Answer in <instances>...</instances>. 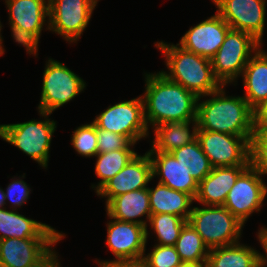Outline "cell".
I'll return each instance as SVG.
<instances>
[{"label":"cell","instance_id":"cell-1","mask_svg":"<svg viewBox=\"0 0 267 267\" xmlns=\"http://www.w3.org/2000/svg\"><path fill=\"white\" fill-rule=\"evenodd\" d=\"M144 118L154 127L168 122L197 120L198 97L160 71L145 73Z\"/></svg>","mask_w":267,"mask_h":267},{"label":"cell","instance_id":"cell-2","mask_svg":"<svg viewBox=\"0 0 267 267\" xmlns=\"http://www.w3.org/2000/svg\"><path fill=\"white\" fill-rule=\"evenodd\" d=\"M225 86L212 92L205 101L198 97V130H208L235 136H252L253 109L243 96H226ZM200 101V102H199Z\"/></svg>","mask_w":267,"mask_h":267},{"label":"cell","instance_id":"cell-3","mask_svg":"<svg viewBox=\"0 0 267 267\" xmlns=\"http://www.w3.org/2000/svg\"><path fill=\"white\" fill-rule=\"evenodd\" d=\"M157 49L166 58L168 71L161 73L170 81L182 85L185 89L203 98L217 91L222 85L214 77L211 60L185 50L178 44L155 43Z\"/></svg>","mask_w":267,"mask_h":267},{"label":"cell","instance_id":"cell-4","mask_svg":"<svg viewBox=\"0 0 267 267\" xmlns=\"http://www.w3.org/2000/svg\"><path fill=\"white\" fill-rule=\"evenodd\" d=\"M38 112L45 120L0 125V138L16 146L46 169L56 121L49 119L50 113Z\"/></svg>","mask_w":267,"mask_h":267},{"label":"cell","instance_id":"cell-5","mask_svg":"<svg viewBox=\"0 0 267 267\" xmlns=\"http://www.w3.org/2000/svg\"><path fill=\"white\" fill-rule=\"evenodd\" d=\"M188 222L209 249L240 242L244 226L224 206L192 207Z\"/></svg>","mask_w":267,"mask_h":267},{"label":"cell","instance_id":"cell-6","mask_svg":"<svg viewBox=\"0 0 267 267\" xmlns=\"http://www.w3.org/2000/svg\"><path fill=\"white\" fill-rule=\"evenodd\" d=\"M261 46L262 44L252 35L230 29L211 59L214 77L223 86L237 82L236 79L242 76L247 62Z\"/></svg>","mask_w":267,"mask_h":267},{"label":"cell","instance_id":"cell-7","mask_svg":"<svg viewBox=\"0 0 267 267\" xmlns=\"http://www.w3.org/2000/svg\"><path fill=\"white\" fill-rule=\"evenodd\" d=\"M15 42L37 56L43 26L49 23V0H5Z\"/></svg>","mask_w":267,"mask_h":267},{"label":"cell","instance_id":"cell-8","mask_svg":"<svg viewBox=\"0 0 267 267\" xmlns=\"http://www.w3.org/2000/svg\"><path fill=\"white\" fill-rule=\"evenodd\" d=\"M86 82L71 71L65 64L49 59L43 73L40 112L52 114L53 111L78 96Z\"/></svg>","mask_w":267,"mask_h":267},{"label":"cell","instance_id":"cell-9","mask_svg":"<svg viewBox=\"0 0 267 267\" xmlns=\"http://www.w3.org/2000/svg\"><path fill=\"white\" fill-rule=\"evenodd\" d=\"M93 123L97 129L123 135L132 143H137L149 135L142 96L107 107L96 116Z\"/></svg>","mask_w":267,"mask_h":267},{"label":"cell","instance_id":"cell-10","mask_svg":"<svg viewBox=\"0 0 267 267\" xmlns=\"http://www.w3.org/2000/svg\"><path fill=\"white\" fill-rule=\"evenodd\" d=\"M251 138L252 136L197 130V140L213 168L249 166Z\"/></svg>","mask_w":267,"mask_h":267},{"label":"cell","instance_id":"cell-11","mask_svg":"<svg viewBox=\"0 0 267 267\" xmlns=\"http://www.w3.org/2000/svg\"><path fill=\"white\" fill-rule=\"evenodd\" d=\"M98 1L49 0L47 30L59 34L69 43L79 41Z\"/></svg>","mask_w":267,"mask_h":267},{"label":"cell","instance_id":"cell-12","mask_svg":"<svg viewBox=\"0 0 267 267\" xmlns=\"http://www.w3.org/2000/svg\"><path fill=\"white\" fill-rule=\"evenodd\" d=\"M62 238H6L0 240V266L45 267L57 254L52 249Z\"/></svg>","mask_w":267,"mask_h":267},{"label":"cell","instance_id":"cell-13","mask_svg":"<svg viewBox=\"0 0 267 267\" xmlns=\"http://www.w3.org/2000/svg\"><path fill=\"white\" fill-rule=\"evenodd\" d=\"M266 195L267 185L262 174L250 164L238 176L223 206L245 224L251 214L261 211Z\"/></svg>","mask_w":267,"mask_h":267},{"label":"cell","instance_id":"cell-14","mask_svg":"<svg viewBox=\"0 0 267 267\" xmlns=\"http://www.w3.org/2000/svg\"><path fill=\"white\" fill-rule=\"evenodd\" d=\"M111 221L107 223L106 245L115 256L116 260L99 261L100 267L118 260L138 259L145 255L148 239V227L133 223L120 221L108 216Z\"/></svg>","mask_w":267,"mask_h":267},{"label":"cell","instance_id":"cell-15","mask_svg":"<svg viewBox=\"0 0 267 267\" xmlns=\"http://www.w3.org/2000/svg\"><path fill=\"white\" fill-rule=\"evenodd\" d=\"M217 6L216 12L231 29L252 35L262 44L266 0H211Z\"/></svg>","mask_w":267,"mask_h":267},{"label":"cell","instance_id":"cell-16","mask_svg":"<svg viewBox=\"0 0 267 267\" xmlns=\"http://www.w3.org/2000/svg\"><path fill=\"white\" fill-rule=\"evenodd\" d=\"M230 29L229 24L216 12L196 26L190 27L177 44L185 50L211 60Z\"/></svg>","mask_w":267,"mask_h":267},{"label":"cell","instance_id":"cell-17","mask_svg":"<svg viewBox=\"0 0 267 267\" xmlns=\"http://www.w3.org/2000/svg\"><path fill=\"white\" fill-rule=\"evenodd\" d=\"M153 180L152 162L148 152L144 155L136 154L127 165L113 178L106 182L97 192L101 198L110 199L135 190L148 188V183Z\"/></svg>","mask_w":267,"mask_h":267},{"label":"cell","instance_id":"cell-18","mask_svg":"<svg viewBox=\"0 0 267 267\" xmlns=\"http://www.w3.org/2000/svg\"><path fill=\"white\" fill-rule=\"evenodd\" d=\"M152 162V174L159 182L171 189L187 193L194 199L198 192V182L190 175L189 168L167 152H148Z\"/></svg>","mask_w":267,"mask_h":267},{"label":"cell","instance_id":"cell-19","mask_svg":"<svg viewBox=\"0 0 267 267\" xmlns=\"http://www.w3.org/2000/svg\"><path fill=\"white\" fill-rule=\"evenodd\" d=\"M248 166L215 167L198 184L195 201L205 206H223L238 176Z\"/></svg>","mask_w":267,"mask_h":267},{"label":"cell","instance_id":"cell-20","mask_svg":"<svg viewBox=\"0 0 267 267\" xmlns=\"http://www.w3.org/2000/svg\"><path fill=\"white\" fill-rule=\"evenodd\" d=\"M0 208V240L6 238H64L60 233L48 224L27 218L16 212Z\"/></svg>","mask_w":267,"mask_h":267},{"label":"cell","instance_id":"cell-21","mask_svg":"<svg viewBox=\"0 0 267 267\" xmlns=\"http://www.w3.org/2000/svg\"><path fill=\"white\" fill-rule=\"evenodd\" d=\"M105 205L106 214L112 219L133 222L147 227V221L151 216L148 188L118 195L110 199ZM144 215L147 220L139 219Z\"/></svg>","mask_w":267,"mask_h":267},{"label":"cell","instance_id":"cell-22","mask_svg":"<svg viewBox=\"0 0 267 267\" xmlns=\"http://www.w3.org/2000/svg\"><path fill=\"white\" fill-rule=\"evenodd\" d=\"M192 123V132L190 125ZM197 120L168 122L153 128L155 139H153L151 149L148 152H167L190 144L197 139Z\"/></svg>","mask_w":267,"mask_h":267},{"label":"cell","instance_id":"cell-23","mask_svg":"<svg viewBox=\"0 0 267 267\" xmlns=\"http://www.w3.org/2000/svg\"><path fill=\"white\" fill-rule=\"evenodd\" d=\"M242 79L245 88L243 98L254 109L267 99V52L261 47L247 62Z\"/></svg>","mask_w":267,"mask_h":267},{"label":"cell","instance_id":"cell-24","mask_svg":"<svg viewBox=\"0 0 267 267\" xmlns=\"http://www.w3.org/2000/svg\"><path fill=\"white\" fill-rule=\"evenodd\" d=\"M151 214H172L188 220L192 212L191 204L195 199L187 194L158 183L149 188Z\"/></svg>","mask_w":267,"mask_h":267},{"label":"cell","instance_id":"cell-25","mask_svg":"<svg viewBox=\"0 0 267 267\" xmlns=\"http://www.w3.org/2000/svg\"><path fill=\"white\" fill-rule=\"evenodd\" d=\"M259 252L240 242L209 249L207 267H259Z\"/></svg>","mask_w":267,"mask_h":267},{"label":"cell","instance_id":"cell-26","mask_svg":"<svg viewBox=\"0 0 267 267\" xmlns=\"http://www.w3.org/2000/svg\"><path fill=\"white\" fill-rule=\"evenodd\" d=\"M137 154L133 149H120L111 152L97 153L95 164L96 176L101 179L97 185H92L97 192L106 182L121 171Z\"/></svg>","mask_w":267,"mask_h":267},{"label":"cell","instance_id":"cell-27","mask_svg":"<svg viewBox=\"0 0 267 267\" xmlns=\"http://www.w3.org/2000/svg\"><path fill=\"white\" fill-rule=\"evenodd\" d=\"M174 247L181 261L207 263L209 248L189 222L182 228Z\"/></svg>","mask_w":267,"mask_h":267},{"label":"cell","instance_id":"cell-28","mask_svg":"<svg viewBox=\"0 0 267 267\" xmlns=\"http://www.w3.org/2000/svg\"><path fill=\"white\" fill-rule=\"evenodd\" d=\"M176 160H180L189 168L190 175L200 183L213 169L208 157L201 149L200 143L196 139L190 144L170 152Z\"/></svg>","mask_w":267,"mask_h":267},{"label":"cell","instance_id":"cell-29","mask_svg":"<svg viewBox=\"0 0 267 267\" xmlns=\"http://www.w3.org/2000/svg\"><path fill=\"white\" fill-rule=\"evenodd\" d=\"M149 224L157 236V245L174 246L188 220L172 214H151Z\"/></svg>","mask_w":267,"mask_h":267},{"label":"cell","instance_id":"cell-30","mask_svg":"<svg viewBox=\"0 0 267 267\" xmlns=\"http://www.w3.org/2000/svg\"><path fill=\"white\" fill-rule=\"evenodd\" d=\"M71 138L72 146L81 156L90 158L98 153L97 128L93 122L79 126Z\"/></svg>","mask_w":267,"mask_h":267},{"label":"cell","instance_id":"cell-31","mask_svg":"<svg viewBox=\"0 0 267 267\" xmlns=\"http://www.w3.org/2000/svg\"><path fill=\"white\" fill-rule=\"evenodd\" d=\"M250 164L267 175V129L254 128L250 141Z\"/></svg>","mask_w":267,"mask_h":267},{"label":"cell","instance_id":"cell-32","mask_svg":"<svg viewBox=\"0 0 267 267\" xmlns=\"http://www.w3.org/2000/svg\"><path fill=\"white\" fill-rule=\"evenodd\" d=\"M143 258L149 267H176L181 262L175 247L170 245L156 244Z\"/></svg>","mask_w":267,"mask_h":267},{"label":"cell","instance_id":"cell-33","mask_svg":"<svg viewBox=\"0 0 267 267\" xmlns=\"http://www.w3.org/2000/svg\"><path fill=\"white\" fill-rule=\"evenodd\" d=\"M98 153L111 152L120 149H133L136 143H132L127 137L105 129H97Z\"/></svg>","mask_w":267,"mask_h":267},{"label":"cell","instance_id":"cell-34","mask_svg":"<svg viewBox=\"0 0 267 267\" xmlns=\"http://www.w3.org/2000/svg\"><path fill=\"white\" fill-rule=\"evenodd\" d=\"M30 187L22 179L12 180L11 183L7 186L5 193V200L11 203L10 208L12 210H18L20 206L25 204L29 199Z\"/></svg>","mask_w":267,"mask_h":267},{"label":"cell","instance_id":"cell-35","mask_svg":"<svg viewBox=\"0 0 267 267\" xmlns=\"http://www.w3.org/2000/svg\"><path fill=\"white\" fill-rule=\"evenodd\" d=\"M254 128L267 129V99L253 109Z\"/></svg>","mask_w":267,"mask_h":267},{"label":"cell","instance_id":"cell-36","mask_svg":"<svg viewBox=\"0 0 267 267\" xmlns=\"http://www.w3.org/2000/svg\"><path fill=\"white\" fill-rule=\"evenodd\" d=\"M257 238L260 242V245H262V249L265 252V255L261 252H259L258 255V261H259V267H266L267 266V228L261 227L260 230H258Z\"/></svg>","mask_w":267,"mask_h":267},{"label":"cell","instance_id":"cell-37","mask_svg":"<svg viewBox=\"0 0 267 267\" xmlns=\"http://www.w3.org/2000/svg\"><path fill=\"white\" fill-rule=\"evenodd\" d=\"M104 267H149V266L146 260L142 257L138 259L113 261Z\"/></svg>","mask_w":267,"mask_h":267},{"label":"cell","instance_id":"cell-38","mask_svg":"<svg viewBox=\"0 0 267 267\" xmlns=\"http://www.w3.org/2000/svg\"><path fill=\"white\" fill-rule=\"evenodd\" d=\"M176 267H207V263L181 261Z\"/></svg>","mask_w":267,"mask_h":267},{"label":"cell","instance_id":"cell-39","mask_svg":"<svg viewBox=\"0 0 267 267\" xmlns=\"http://www.w3.org/2000/svg\"><path fill=\"white\" fill-rule=\"evenodd\" d=\"M58 260V255L56 254V256L45 267H60V261Z\"/></svg>","mask_w":267,"mask_h":267},{"label":"cell","instance_id":"cell-40","mask_svg":"<svg viewBox=\"0 0 267 267\" xmlns=\"http://www.w3.org/2000/svg\"><path fill=\"white\" fill-rule=\"evenodd\" d=\"M7 205L5 200V193L2 188H0V208H4V206Z\"/></svg>","mask_w":267,"mask_h":267},{"label":"cell","instance_id":"cell-41","mask_svg":"<svg viewBox=\"0 0 267 267\" xmlns=\"http://www.w3.org/2000/svg\"><path fill=\"white\" fill-rule=\"evenodd\" d=\"M1 29H2V24H1V21H0V55H3L4 54V51L5 49L3 48V45H2V35H1Z\"/></svg>","mask_w":267,"mask_h":267}]
</instances>
